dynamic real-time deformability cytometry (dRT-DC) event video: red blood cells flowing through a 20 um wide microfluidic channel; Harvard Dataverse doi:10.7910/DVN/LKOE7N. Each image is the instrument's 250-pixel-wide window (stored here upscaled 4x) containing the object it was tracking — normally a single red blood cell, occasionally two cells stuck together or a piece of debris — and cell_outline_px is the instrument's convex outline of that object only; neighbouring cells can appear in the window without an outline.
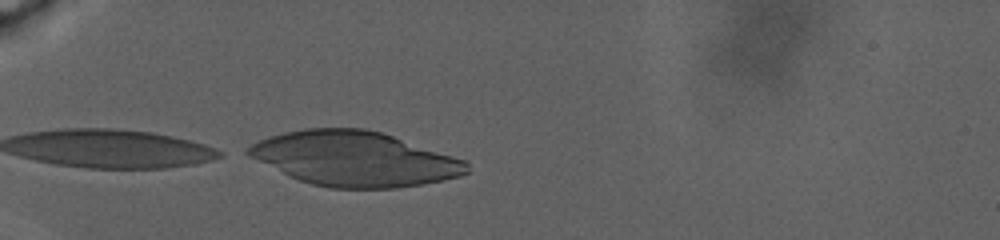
{"species": "human", "species_latin": "Homo sapiens", "temperature_condition": "warm", "stored_images_in_passage": 30, "camera_frame_rate_fps": 3000, "um_per_image_px": 0.085, "donor": {"sex": "male"}, "frame": {"image": 1, "passage_image": 1, "time_ms": 0.0, "image_size_px": [1000, 240], "cell_outline_px": [[468, 172], [460, 176], [444, 180], [396, 188], [328, 188], [312, 184], [288, 176], [240, 152], [252, 144], [268, 136], [284, 132], [304, 128], [364, 128], [380, 132], [464, 160], [468, 164]], "centroid_in_image_um": [30.06, 13.5], "position_along_channel_um": 54.9, "area_um2": 69.3}}
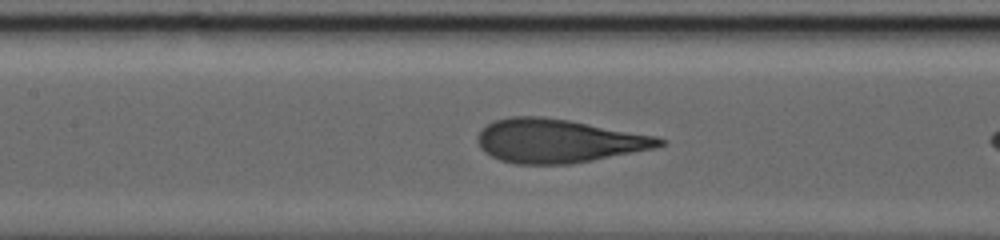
{"frame": {"image": 2, "passage_image": 17, "time_ms": 4.0, "image_size_px": [1000, 240], "cell_outline_px": [[668, 144], [656, 148], [592, 160], [568, 164], [516, 164], [500, 160], [484, 152], [480, 148], [476, 140], [476, 136], [492, 120], [508, 116], [544, 116], [568, 120], [656, 136], [668, 140]], "centroid_in_image_um": [47.45, 11.97], "position_along_channel_um": 160.0, "area_um2": 46.41}}
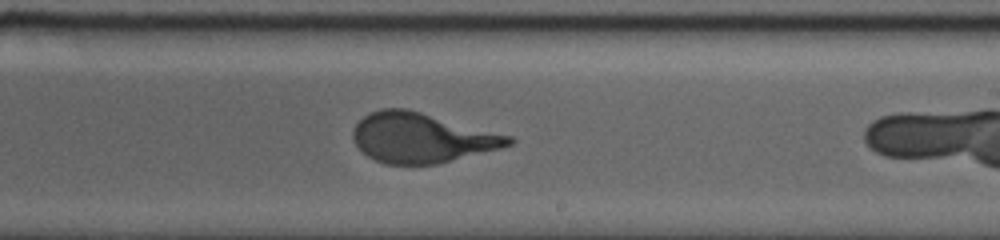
{"frame": {"image": 3, "passage_image": 29, "time_ms": 8.333, "image_size_px": [1000, 240], "cell_outline_px": [[516, 140], [512, 144], [500, 148], [436, 164], [384, 164], [368, 156], [356, 144], [352, 136], [352, 128], [368, 112], [380, 108], [408, 108], [512, 136]], "centroid_in_image_um": [35.82, 11.69], "position_along_channel_um": 253.2, "area_um2": 45.14}}